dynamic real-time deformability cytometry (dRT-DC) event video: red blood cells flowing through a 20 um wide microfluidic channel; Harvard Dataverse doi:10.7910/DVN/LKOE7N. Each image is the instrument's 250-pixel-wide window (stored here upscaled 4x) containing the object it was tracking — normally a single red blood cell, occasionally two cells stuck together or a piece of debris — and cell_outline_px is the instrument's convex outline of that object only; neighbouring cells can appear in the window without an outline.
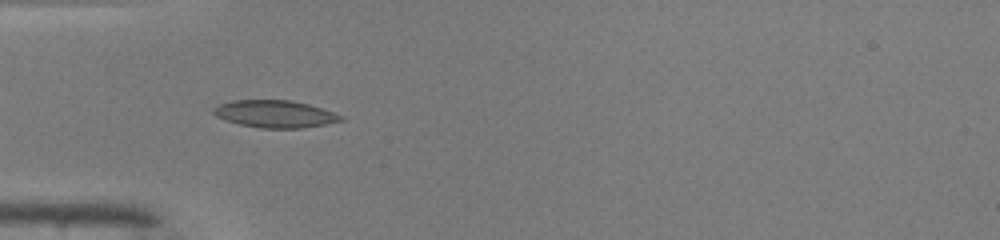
{"species": "common noctule bat (a hibernating species)", "species_latin": "Nyctalus noctula", "temperature_condition": "warm", "stored_images_in_passage": 49, "camera_frame_rate_fps": 3000, "um_per_image_px": 0.085, "animal": {"sex": "male", "body_mass_g": 19.0, "forearm_length_mm": 50.8}, "frame": {"image": 1, "passage_image": 16, "time_ms": 5.0, "image_size_px": [1000, 240], "cell_outline_px": [[344, 120], [324, 124], [300, 128], [260, 128], [240, 124], [216, 116], [212, 112], [212, 108], [220, 104], [236, 100], [288, 100], [308, 104], [344, 116]], "centroid_in_image_um": [23.36, 9.68], "position_along_channel_um": 61.6, "area_um2": 19.94}}
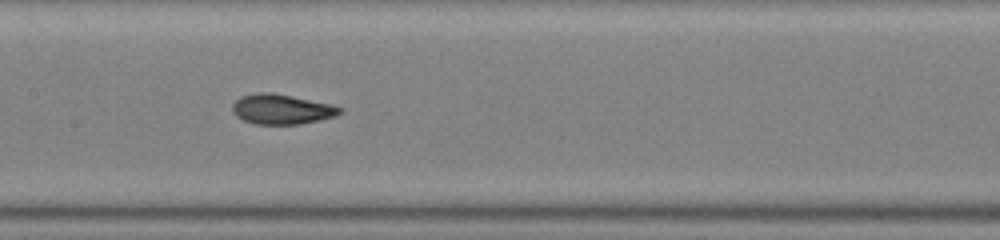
{"frame": {"image": 2, "passage_image": 25, "time_ms": 8.0, "image_size_px": [1000, 240], "cell_outline_px": [[344, 112], [336, 116], [320, 120], [300, 124], [256, 124], [244, 120], [236, 116], [232, 112], [232, 104], [240, 96], [260, 92], [272, 92], [292, 96], [328, 104], [344, 108]], "centroid_in_image_um": [23.94, 9.28], "position_along_channel_um": 183.5, "area_um2": 18.79}}
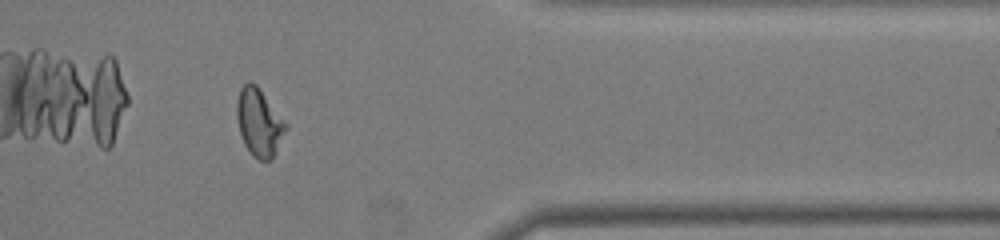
{"frame": {"image": 3, "passage_image": 41, "time_ms": 13.333, "image_size_px": [1000, 240], "cell_outline_px": [[288, 128], [272, 160], [260, 160], [252, 156], [244, 144], [240, 132], [236, 116], [236, 100], [240, 88], [248, 80], [256, 84], [260, 88], [288, 124]], "centroid_in_image_um": [22.03, 10.39], "position_along_channel_um": 389.4, "area_um2": 19.65}, "authors_computed_cell_mechanics": {"area_um2": 19.0162, "velocity_mm_per_s": 4.1546, "shape_relaxation_time_tau1_ms": 5.9714, "shape_relaxation_time_tau2_ms": 1.7277, "deformation_change_tau1": 0.1865, "deformation_change_tau2": 0.0683}}